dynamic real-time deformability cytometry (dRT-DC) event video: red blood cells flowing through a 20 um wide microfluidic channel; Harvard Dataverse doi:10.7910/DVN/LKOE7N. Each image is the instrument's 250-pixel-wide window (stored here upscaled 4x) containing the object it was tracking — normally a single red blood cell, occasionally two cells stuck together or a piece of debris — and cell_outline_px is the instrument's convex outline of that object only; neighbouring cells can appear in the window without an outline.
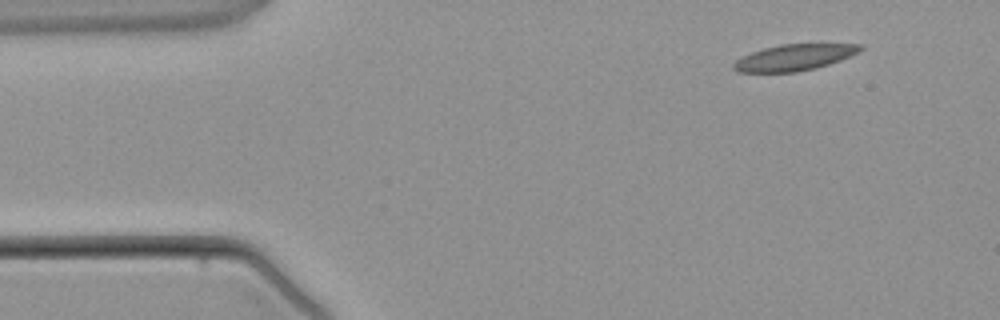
{"species": "common noctule bat (a hibernating species)", "species_latin": "Nyctalus noctula", "temperature_condition": "warm", "stored_images_in_passage": 3, "camera_frame_rate_fps": 3000, "um_per_image_px": 0.085, "animal": {"sex": "male", "body_mass_g": 21.5, "forearm_length_mm": 52.0}, "frame": {"image": 1, "passage_image": 1, "time_ms": 0.0, "image_size_px": [1000, 320], "cell_outline_px": [[864, 48], [840, 60], [816, 68], [796, 72], [740, 72], [732, 68], [732, 64], [736, 60], [752, 52], [764, 48], [780, 44], [864, 44]], "centroid_in_image_um": [67.49, 4.88], "position_along_channel_um": 17.5, "area_um2": 19.13}}
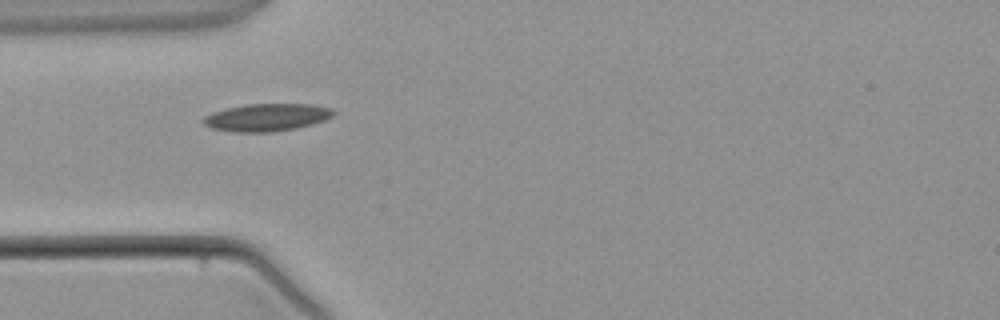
{"frame": {"image": 2, "passage_image": 3, "time_ms": 2.667, "image_size_px": [1000, 320], "cell_outline_px": [[336, 112], [332, 116], [324, 120], [312, 124], [296, 128], [272, 132], [232, 132], [212, 128], [204, 124], [200, 120], [204, 116], [212, 112], [228, 108], [248, 104], [312, 104], [332, 108]], "centroid_in_image_um": [22.67, 9.98], "position_along_channel_um": 62.3, "area_um2": 20.92}}